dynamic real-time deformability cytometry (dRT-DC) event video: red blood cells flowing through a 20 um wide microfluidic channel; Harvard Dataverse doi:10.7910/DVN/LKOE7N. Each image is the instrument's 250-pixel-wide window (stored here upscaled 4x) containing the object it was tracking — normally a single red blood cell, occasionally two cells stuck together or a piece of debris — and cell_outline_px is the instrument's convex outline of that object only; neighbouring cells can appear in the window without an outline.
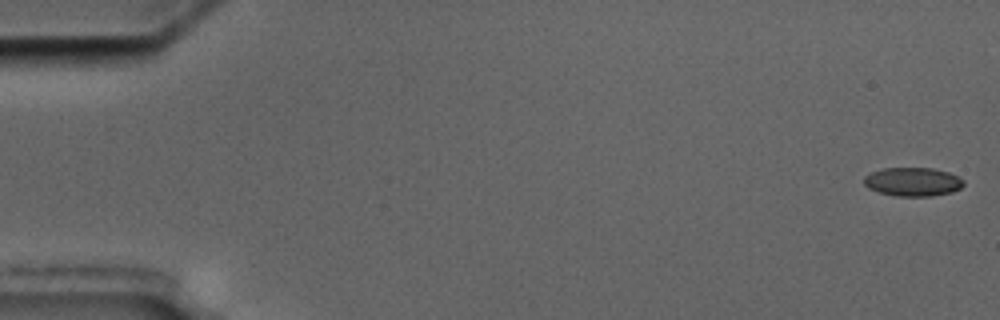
{"species": "common noctule bat (a hibernating species)", "species_latin": "Nyctalus noctula", "temperature_condition": "cold", "stored_images_in_passage": 8, "camera_frame_rate_fps": 3000, "um_per_image_px": 0.085, "animal": {"sex": "male", "body_mass_g": 17.5, "forearm_length_mm": 52.3}, "frame": {"image": 1, "passage_image": 1, "time_ms": 0.0, "image_size_px": [1000, 320], "cell_outline_px": [[964, 184], [960, 188], [952, 192], [932, 196], [896, 196], [880, 192], [868, 188], [864, 184], [864, 176], [872, 172], [884, 168], [932, 168], [948, 172], [964, 180]], "centroid_in_image_um": [77.59, 15.45], "position_along_channel_um": 7.4, "area_um2": 16.59}}
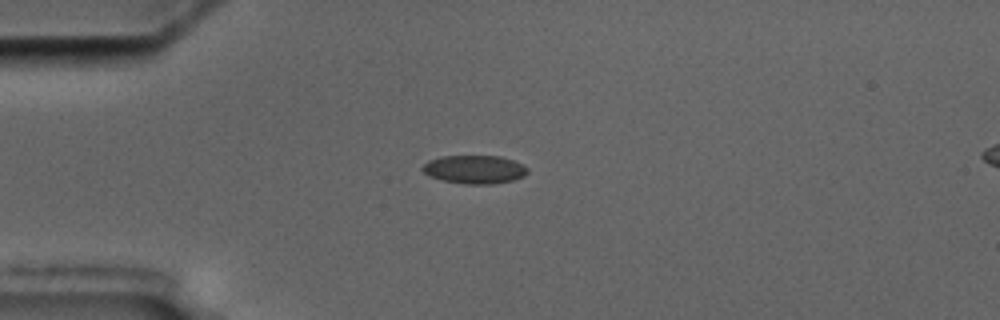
{"frame": {"image": 2, "passage_image": 5, "time_ms": 4.667, "image_size_px": [1000, 320], "cell_outline_px": [[528, 172], [524, 176], [512, 180], [492, 184], [464, 184], [444, 180], [432, 176], [424, 172], [420, 168], [428, 160], [440, 156], [500, 156], [524, 164], [528, 168]], "centroid_in_image_um": [40.35, 14.39], "position_along_channel_um": 44.6, "area_um2": 17.34}}
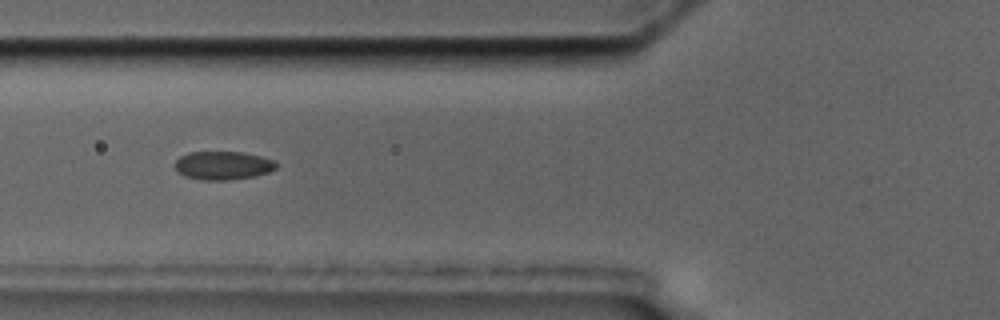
{"frame": {"image": 3, "passage_image": 7, "time_ms": 7.0, "image_size_px": [1000, 320], "cell_outline_px": [[276, 168], [268, 172], [256, 176], [228, 180], [200, 180], [184, 176], [176, 168], [176, 160], [180, 156], [188, 152], [244, 152], [276, 160]], "centroid_in_image_um": [18.97, 14.06], "position_along_channel_um": 106.8, "area_um2": 16.82}}